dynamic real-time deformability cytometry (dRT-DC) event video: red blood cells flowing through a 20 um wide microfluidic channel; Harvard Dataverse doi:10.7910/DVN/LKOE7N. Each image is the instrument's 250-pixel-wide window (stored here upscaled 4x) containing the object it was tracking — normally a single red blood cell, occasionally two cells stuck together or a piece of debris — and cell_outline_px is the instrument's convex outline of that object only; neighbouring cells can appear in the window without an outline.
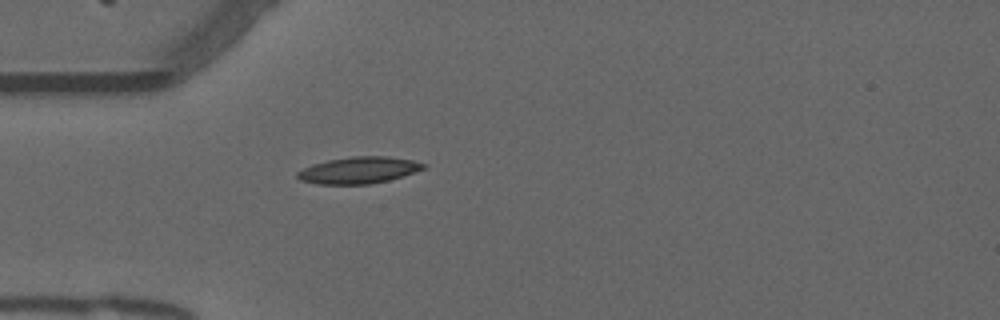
{"species": "common noctule bat (a hibernating species)", "species_latin": "Nyctalus noctula", "temperature_condition": "warm", "stored_images_in_passage": 36, "camera_frame_rate_fps": 3000, "um_per_image_px": 0.085, "animal": {"sex": "male", "forearm_length_mm": 52.5}, "frame": {"image": 1, "passage_image": 2, "time_ms": 0.333, "image_size_px": [1000, 320], "cell_outline_px": [[428, 164], [424, 168], [388, 180], [368, 184], [316, 184], [300, 180], [296, 176], [296, 172], [312, 164], [328, 160], [352, 156], [388, 156], [412, 160]], "centroid_in_image_um": [30.45, 14.46], "position_along_channel_um": 54.6, "area_um2": 19.42}}
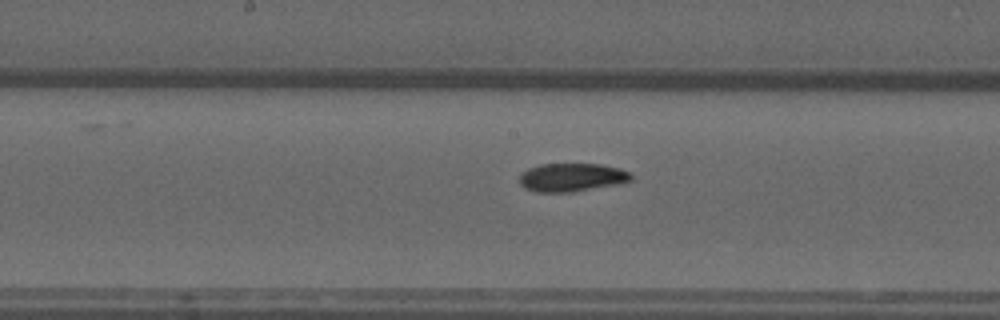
{"frame": {"image": 2, "passage_image": 14, "time_ms": 4.333, "image_size_px": [1000, 320], "cell_outline_px": [[632, 180], [616, 184], [572, 192], [536, 192], [524, 188], [520, 184], [520, 172], [528, 168], [540, 164], [600, 164], [620, 168], [632, 172]], "centroid_in_image_um": [48.58, 15.07], "position_along_channel_um": 199.6, "area_um2": 18.55}}
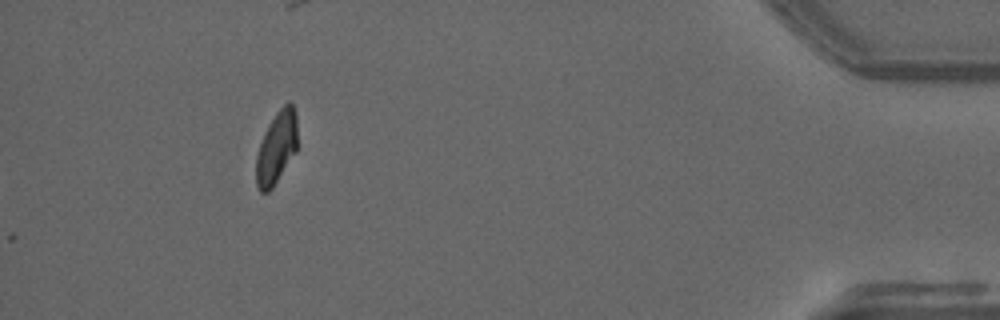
{"frame": {"image": 3, "passage_image": 36, "time_ms": 11.667, "image_size_px": [1000, 320], "cell_outline_px": [[296, 152], [272, 188], [268, 192], [260, 192], [256, 184], [256, 156], [260, 144], [268, 124], [276, 112], [288, 100], [292, 104], [296, 112]], "centroid_in_image_um": [23.5, 12.54], "position_along_channel_um": 411.7, "area_um2": 17.34}, "authors_computed_cell_mechanics": {"area_um2": 18.496, "velocity_mm_per_s": 3.7784, "shape_relaxation_time_tau1_ms": 9.02, "shape_relaxation_time_tau2_ms": 4.6937, "deformation_change_tau1": 0.2148, "deformation_change_tau2": 0.0998}}